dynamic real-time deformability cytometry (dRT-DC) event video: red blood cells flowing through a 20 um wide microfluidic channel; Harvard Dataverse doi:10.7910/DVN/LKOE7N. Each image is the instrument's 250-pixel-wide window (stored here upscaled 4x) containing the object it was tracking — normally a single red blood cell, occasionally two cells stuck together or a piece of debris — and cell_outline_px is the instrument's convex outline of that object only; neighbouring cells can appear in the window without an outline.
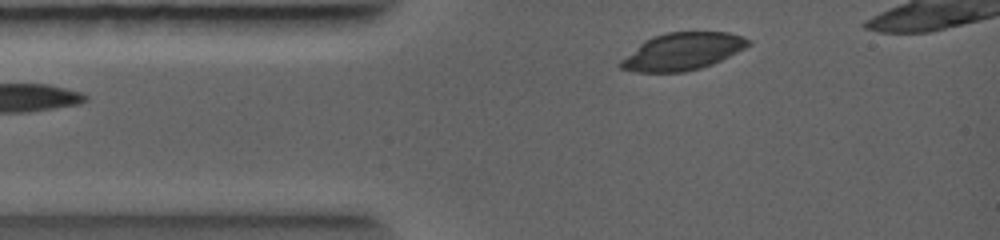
{"species": "common noctule bat (a hibernating species)", "species_latin": "Nyctalus noctula", "temperature_condition": "warm", "stored_images_in_passage": 2, "segment_of_instrument_passage": [2, 2], "camera_frame_rate_fps": 5000, "um_per_image_px": 0.085, "animal": {"sex": "female", "body_mass_g": 19.0, "forearm_length_mm": 56.7}, "frame": {"image": 1, "passage_image": 2, "time_ms": 1.0, "image_size_px": [1000, 240], "cell_outline_px": [[752, 44], [712, 64], [700, 68], [684, 72], [636, 72], [620, 68], [616, 64], [620, 60], [644, 40], [652, 36], [668, 32], [728, 32], [744, 36], [752, 40]], "centroid_in_image_um": [57.99, 4.37], "position_along_channel_um": 27.0, "area_um2": 27.8}}